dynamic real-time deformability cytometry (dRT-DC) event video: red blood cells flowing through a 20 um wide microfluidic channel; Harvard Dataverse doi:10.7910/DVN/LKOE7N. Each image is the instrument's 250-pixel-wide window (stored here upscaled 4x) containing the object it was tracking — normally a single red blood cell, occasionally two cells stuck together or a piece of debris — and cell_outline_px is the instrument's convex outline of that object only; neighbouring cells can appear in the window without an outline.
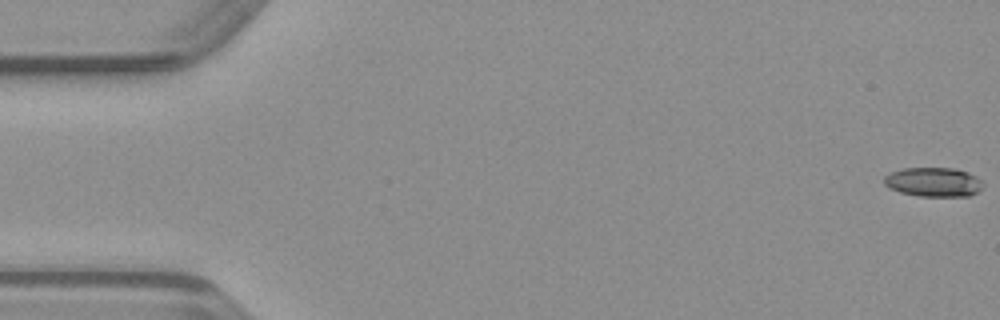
{"species": "common noctule bat (a hibernating species)", "species_latin": "Nyctalus noctula", "temperature_condition": "warm", "stored_images_in_passage": 50, "camera_frame_rate_fps": 3000, "um_per_image_px": 0.085, "animal": {"sex": "male", "body_mass_g": 23.1, "forearm_length_mm": 52.7}, "frame": {"image": 1, "passage_image": 1, "time_ms": 0.0, "image_size_px": [1000, 320], "cell_outline_px": [[980, 188], [976, 192], [968, 196], [920, 196], [900, 192], [888, 188], [884, 184], [884, 176], [892, 172], [904, 168], [956, 168], [968, 172], [976, 176], [980, 180]], "centroid_in_image_um": [79.31, 15.47], "position_along_channel_um": 5.7, "area_um2": 16.7}}
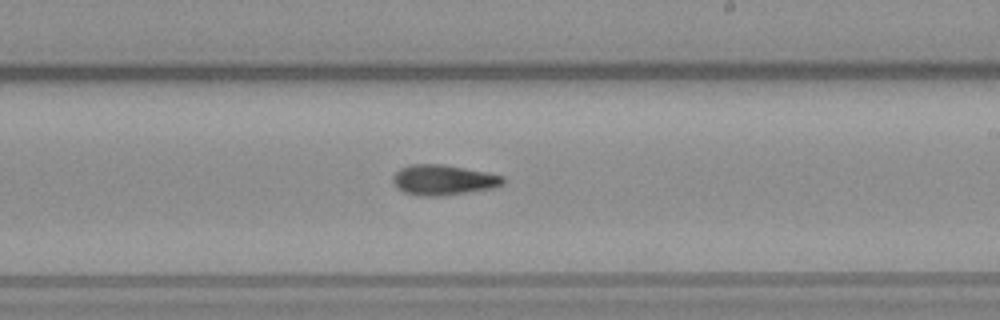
{"frame": {"image": 2, "passage_image": 29, "time_ms": 9.333, "image_size_px": [1000, 320], "cell_outline_px": [[504, 184], [492, 188], [468, 192], [440, 196], [420, 196], [404, 192], [396, 188], [392, 180], [392, 176], [400, 168], [408, 164], [444, 164], [488, 172], [504, 176]], "centroid_in_image_um": [37.66, 15.29], "position_along_channel_um": 251.3, "area_um2": 19.65}}
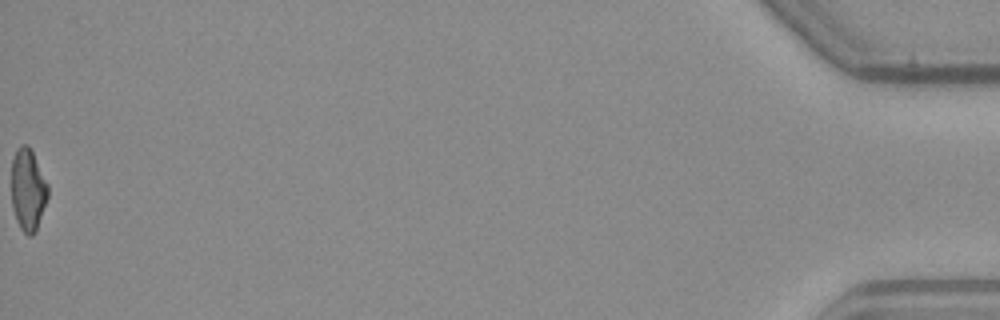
{"frame": {"image": 3, "passage_image": 50, "time_ms": 16.333, "image_size_px": [1000, 320], "cell_outline_px": [[48, 196], [36, 232], [32, 236], [28, 236], [20, 228], [16, 220], [12, 208], [12, 160], [16, 148], [20, 144], [28, 144], [48, 184]], "centroid_in_image_um": [2.37, 16.14], "position_along_channel_um": 432.8, "area_um2": 17.51}}